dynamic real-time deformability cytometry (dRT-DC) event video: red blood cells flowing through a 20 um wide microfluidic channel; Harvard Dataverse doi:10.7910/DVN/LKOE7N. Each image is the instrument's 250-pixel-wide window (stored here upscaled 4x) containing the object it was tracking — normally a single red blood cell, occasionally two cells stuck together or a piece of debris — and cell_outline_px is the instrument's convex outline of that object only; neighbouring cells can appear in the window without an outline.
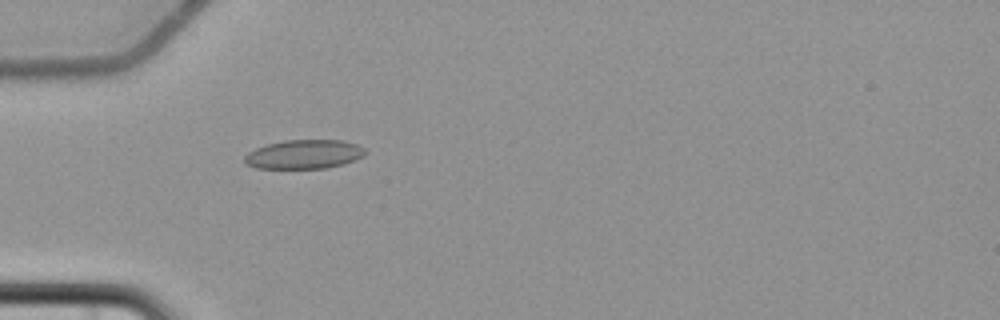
{"species": "common noctule bat (a hibernating species)", "species_latin": "Nyctalus noctula", "temperature_condition": "cold", "stored_images_in_passage": 5, "camera_frame_rate_fps": 3000, "um_per_image_px": 0.085, "animal": {"sex": "female", "body_mass_g": 22.7, "forearm_length_mm": 54.2}, "frame": {"image": 1, "passage_image": 5, "time_ms": 5.0, "image_size_px": [1000, 320], "cell_outline_px": [[368, 152], [364, 156], [344, 164], [324, 168], [256, 168], [244, 164], [244, 156], [248, 152], [256, 148], [268, 144], [284, 140], [344, 140], [356, 144], [364, 148]], "centroid_in_image_um": [25.85, 13.11], "position_along_channel_um": 59.1, "area_um2": 20.52}}